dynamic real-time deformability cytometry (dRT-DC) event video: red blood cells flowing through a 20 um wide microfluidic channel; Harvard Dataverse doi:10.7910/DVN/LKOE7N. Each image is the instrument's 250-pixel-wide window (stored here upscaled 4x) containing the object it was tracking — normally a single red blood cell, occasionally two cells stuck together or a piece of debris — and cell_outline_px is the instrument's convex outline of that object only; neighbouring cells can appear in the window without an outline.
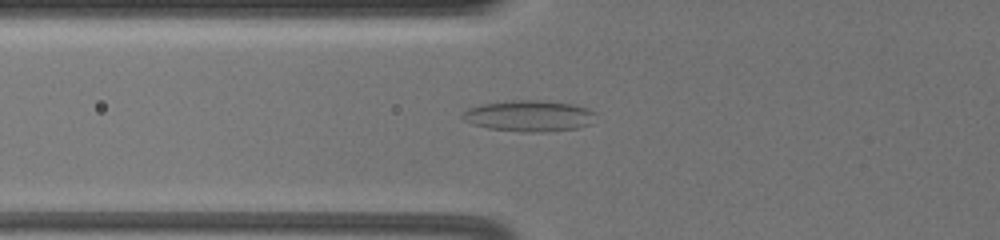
{"species": "common noctule bat (a hibernating species)", "species_latin": "Nyctalus noctula", "temperature_condition": "warm", "stored_images_in_passage": 32, "camera_frame_rate_fps": 3000, "um_per_image_px": 0.085, "animal": {"sex": "female", "body_mass_g": 19.5, "forearm_length_mm": 54.1}, "frame": {"image": 1, "passage_image": 6, "time_ms": 1.667, "image_size_px": [1000, 240], "cell_outline_px": [[596, 112], [592, 124], [580, 128], [544, 132], [524, 132], [488, 128], [472, 124], [464, 120], [460, 116], [468, 108], [484, 104], [512, 100], [536, 100], [572, 104], [588, 108]], "centroid_in_image_um": [45.01, 9.86], "position_along_channel_um": 80.8, "area_um2": 24.22}}
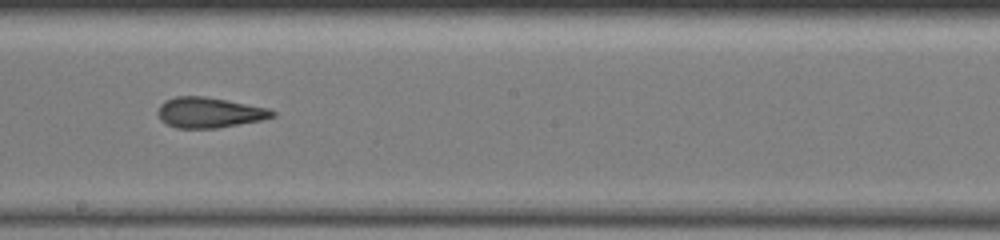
{"frame": {"image": 2, "passage_image": 15, "time_ms": 4.667, "image_size_px": [1000, 240], "cell_outline_px": [[276, 116], [260, 120], [216, 128], [176, 128], [160, 120], [156, 112], [160, 104], [164, 100], [176, 96], [204, 96], [268, 108], [276, 112]], "centroid_in_image_um": [17.74, 9.56], "position_along_channel_um": 230.5, "area_um2": 20.23}}
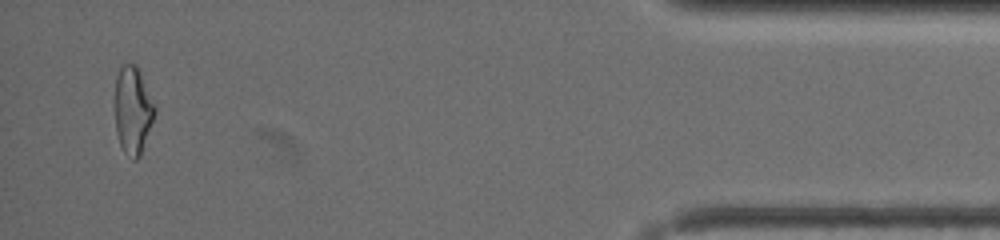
{"frame": {"image": 3, "passage_image": 30, "time_ms": 9.667, "image_size_px": [1000, 240], "cell_outline_px": [[156, 112], [140, 156], [136, 160], [132, 160], [124, 152], [120, 144], [116, 132], [116, 76], [120, 68], [124, 64], [136, 64], [140, 72], [156, 108]], "centroid_in_image_um": [11.3, 9.39], "position_along_channel_um": 423.9, "area_um2": 20.06}}